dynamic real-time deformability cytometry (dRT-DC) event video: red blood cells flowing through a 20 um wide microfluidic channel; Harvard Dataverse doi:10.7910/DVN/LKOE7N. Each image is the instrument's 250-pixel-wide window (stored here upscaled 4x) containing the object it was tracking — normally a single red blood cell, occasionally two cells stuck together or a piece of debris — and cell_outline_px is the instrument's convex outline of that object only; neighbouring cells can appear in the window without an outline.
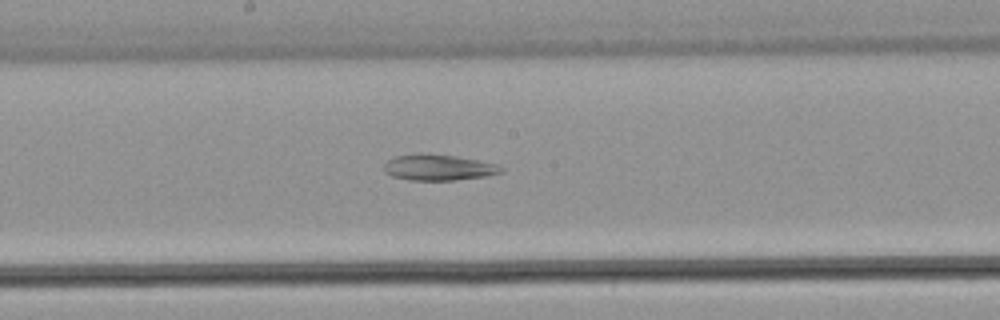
{"species": "common noctule bat (a hibernating species)", "species_latin": "Nyctalus noctula", "temperature_condition": "warm", "stored_images_in_passage": 34, "segment_of_instrument_passage": [2, 2], "camera_frame_rate_fps": 3000, "um_per_image_px": 0.085, "animal": {"sex": "male", "body_mass_g": 21.5, "forearm_length_mm": 52.0}, "frame": {"image": 1, "passage_image": 16, "time_ms": 5.0, "image_size_px": [1000, 320], "cell_outline_px": [[504, 172], [484, 176], [456, 180], [408, 180], [392, 176], [384, 172], [384, 164], [388, 160], [396, 156], [420, 152], [456, 156], [500, 164], [504, 168]], "centroid_in_image_um": [37.28, 14.22], "position_along_channel_um": 210.9, "area_um2": 17.98}}
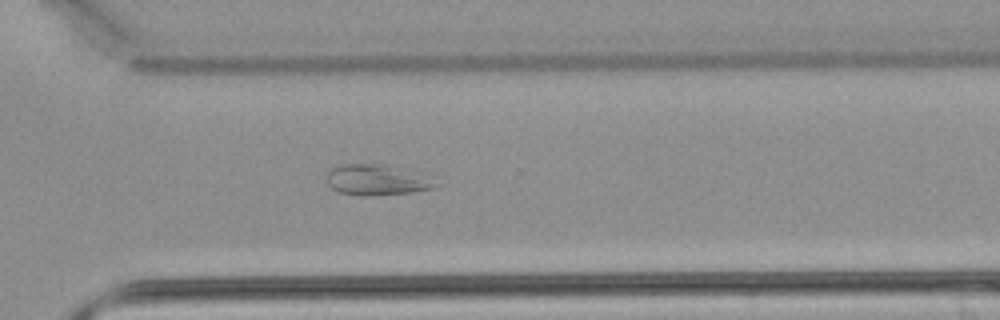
{"frame": {"image": 2, "passage_image": 23, "time_ms": 7.333, "image_size_px": [1000, 320], "cell_outline_px": [[440, 184], [436, 188], [408, 192], [372, 196], [360, 196], [340, 192], [332, 188], [324, 180], [328, 172], [332, 168], [340, 164], [384, 164], [428, 172], [436, 176]], "centroid_in_image_um": [32.18, 15.27], "position_along_channel_um": 338.4, "area_um2": 20.52}}
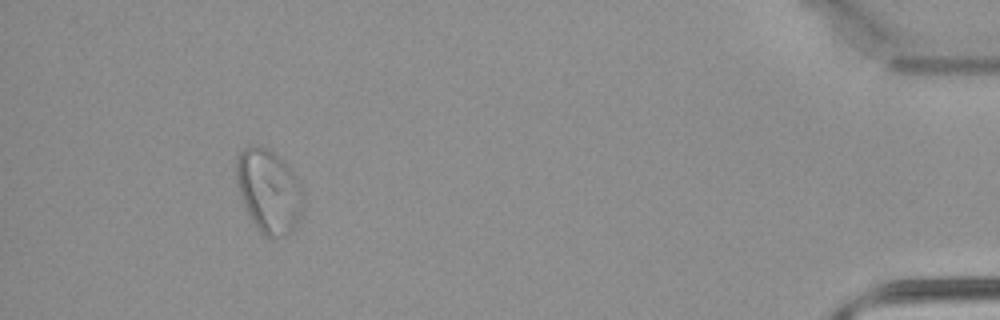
{"frame": {"image": 3, "passage_image": 31, "time_ms": 10.0, "image_size_px": [1000, 320], "cell_outline_px": [[304, 208], [300, 220], [284, 236], [264, 236], [260, 232], [248, 216], [240, 196], [236, 184], [236, 164], [240, 152], [244, 148], [252, 144], [268, 148], [280, 156], [284, 160], [300, 180], [304, 196]], "centroid_in_image_um": [22.87, 16.21], "position_along_channel_um": 412.3, "area_um2": 33.18}}